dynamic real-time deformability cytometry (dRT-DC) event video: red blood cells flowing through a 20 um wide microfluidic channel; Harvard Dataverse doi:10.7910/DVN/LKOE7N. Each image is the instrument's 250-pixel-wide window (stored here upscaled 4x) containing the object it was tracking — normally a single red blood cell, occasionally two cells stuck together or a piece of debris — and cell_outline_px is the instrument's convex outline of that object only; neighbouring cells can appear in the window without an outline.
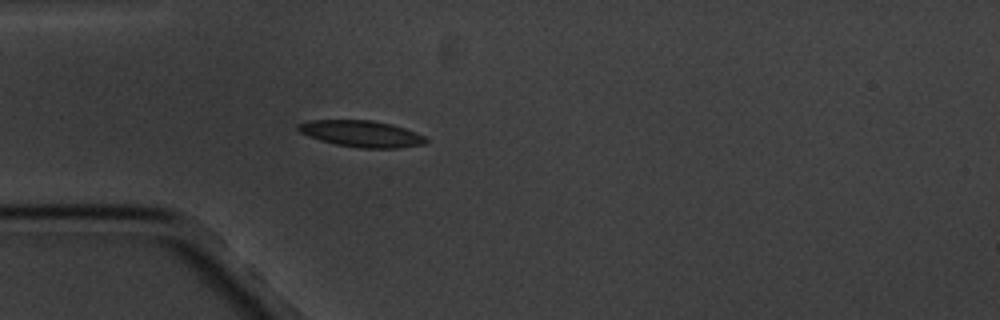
{"species": "common noctule bat (a hibernating species)", "species_latin": "Nyctalus noctula", "temperature_condition": "cold", "stored_images_in_passage": 1, "camera_frame_rate_fps": 3000, "um_per_image_px": 0.085, "animal": {"sex": "male", "body_mass_g": 20.1, "forearm_length_mm": 53.5}, "frame": {"image": 1, "passage_image": 1, "time_ms": 0.0, "image_size_px": [1000, 320], "cell_outline_px": [[428, 140], [424, 144], [400, 148], [360, 148], [336, 144], [320, 140], [308, 136], [300, 132], [296, 128], [296, 124], [308, 120], [372, 120], [392, 124], [404, 128], [424, 136]], "centroid_in_image_um": [30.69, 11.36], "position_along_channel_um": 54.3, "area_um2": 19.71}}